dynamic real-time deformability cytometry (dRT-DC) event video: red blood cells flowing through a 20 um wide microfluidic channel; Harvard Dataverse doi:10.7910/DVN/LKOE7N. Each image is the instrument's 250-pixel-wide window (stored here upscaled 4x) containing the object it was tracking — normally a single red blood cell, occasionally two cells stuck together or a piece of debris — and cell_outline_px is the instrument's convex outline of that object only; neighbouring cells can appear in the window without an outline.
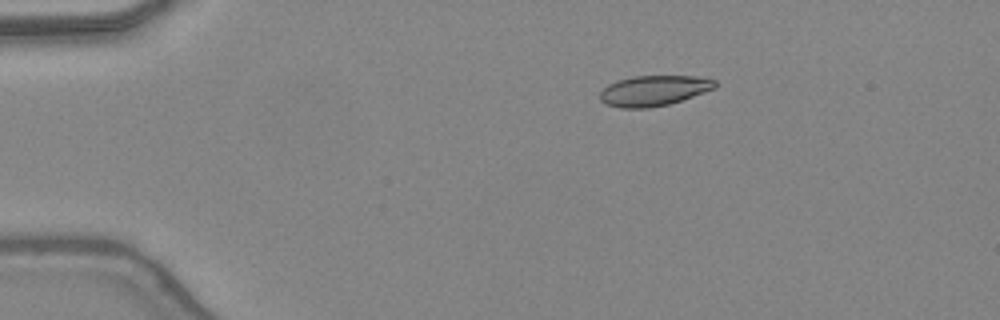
{"species": "common noctule bat (a hibernating species)", "species_latin": "Nyctalus noctula", "temperature_condition": "warm", "stored_images_in_passage": 39, "camera_frame_rate_fps": 3000, "um_per_image_px": 0.085, "animal": {"sex": "female", "body_mass_g": 24.6, "forearm_length_mm": 56.2}, "frame": {"image": 1, "passage_image": 1, "time_ms": 0.0, "image_size_px": [1000, 320], "cell_outline_px": [[716, 88], [668, 104], [648, 108], [620, 108], [604, 104], [600, 100], [600, 92], [608, 84], [616, 80], [632, 76], [696, 76], [716, 80]], "centroid_in_image_um": [55.53, 7.7], "position_along_channel_um": 29.5, "area_um2": 20.4}}
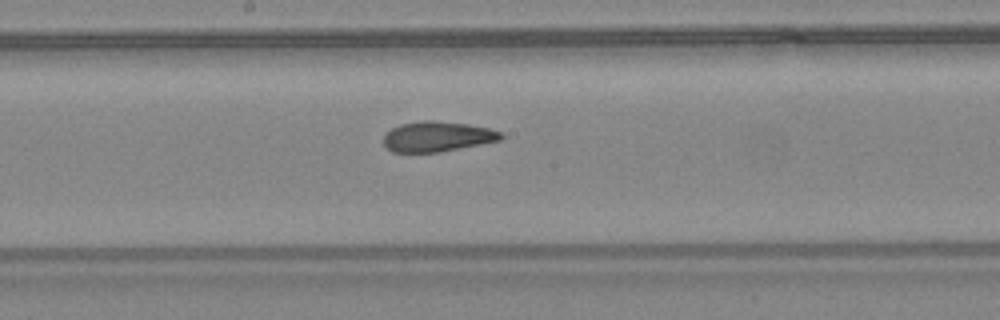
{"frame": {"image": 2, "passage_image": 18, "time_ms": 5.667, "image_size_px": [1000, 320], "cell_outline_px": [[504, 136], [500, 140], [440, 152], [392, 152], [384, 144], [384, 136], [392, 128], [400, 124], [420, 120], [436, 120], [468, 124], [488, 128], [500, 132]], "centroid_in_image_um": [37.16, 11.6], "position_along_channel_um": 211.0, "area_um2": 20.58}}
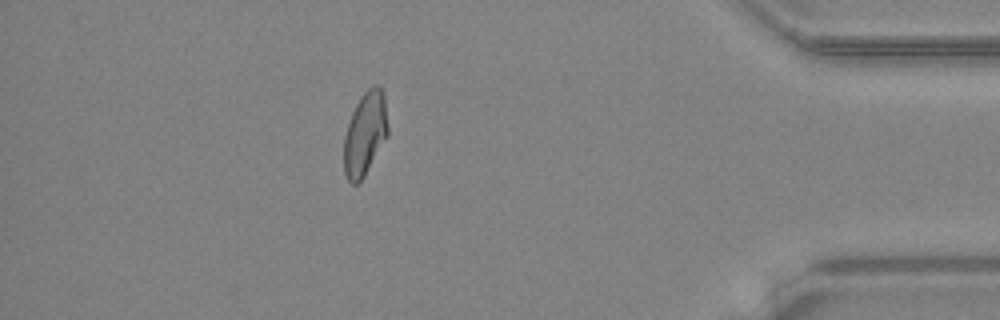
{"frame": {"image": 3, "passage_image": 34, "time_ms": 11.0, "image_size_px": [1000, 320], "cell_outline_px": [[388, 136], [364, 176], [356, 184], [352, 184], [348, 180], [344, 172], [344, 136], [352, 112], [360, 96], [372, 84], [380, 84], [384, 96], [388, 124]], "centroid_in_image_um": [31.04, 11.33], "position_along_channel_um": 404.2, "area_um2": 21.5}, "authors_computed_cell_mechanics": {"area_um2": 21.386, "velocity_mm_per_s": 4.4203, "shape_relaxation_time_tau1_ms": 9.4398, "shape_relaxation_time_tau2_ms": 1.634, "deformation_change_tau1": 0.2575, "deformation_change_tau2": 0.083}}